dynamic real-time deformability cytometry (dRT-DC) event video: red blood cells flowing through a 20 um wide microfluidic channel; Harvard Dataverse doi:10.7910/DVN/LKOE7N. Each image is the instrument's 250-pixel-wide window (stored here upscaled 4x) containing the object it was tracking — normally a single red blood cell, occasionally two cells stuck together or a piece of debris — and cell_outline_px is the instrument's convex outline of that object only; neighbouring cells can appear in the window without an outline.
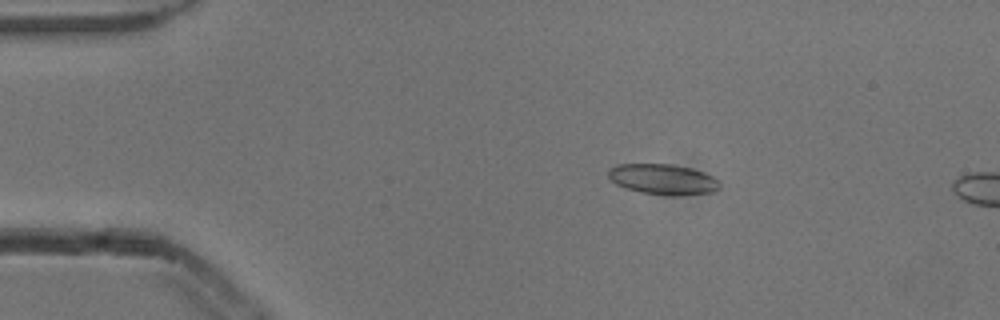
{"species": "common noctule bat (a hibernating species)", "species_latin": "Nyctalus noctula", "temperature_condition": "cold", "stored_images_in_passage": 5, "camera_frame_rate_fps": 3000, "um_per_image_px": 0.085, "animal": {"sex": "male", "body_mass_g": 13.3}, "frame": {"image": 1, "passage_image": 3, "time_ms": 0.667, "image_size_px": [1000, 320], "cell_outline_px": [[720, 188], [712, 192], [676, 196], [672, 196], [640, 192], [624, 188], [616, 184], [608, 176], [608, 168], [616, 164], [672, 164], [692, 168], [704, 172], [712, 176], [720, 184]], "centroid_in_image_um": [56.33, 15.24], "position_along_channel_um": 28.7, "area_um2": 19.94}}